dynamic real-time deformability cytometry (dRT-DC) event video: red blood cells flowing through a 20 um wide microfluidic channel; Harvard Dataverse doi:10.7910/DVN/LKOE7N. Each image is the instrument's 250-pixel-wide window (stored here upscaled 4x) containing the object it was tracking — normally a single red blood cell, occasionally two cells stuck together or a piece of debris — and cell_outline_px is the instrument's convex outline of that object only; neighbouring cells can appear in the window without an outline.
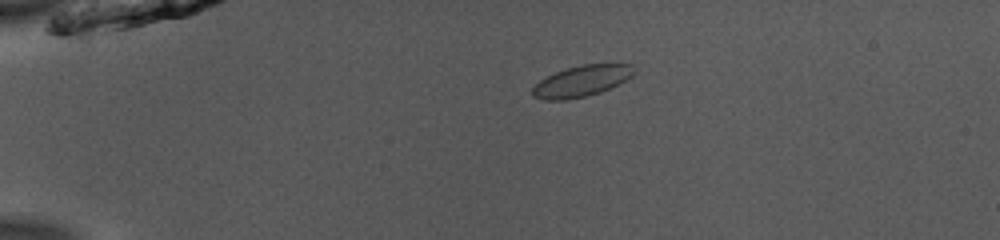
{"species": "common noctule bat (a hibernating species)", "species_latin": "Nyctalus noctula", "temperature_condition": "room temperature", "stored_images_in_passage": 47, "camera_frame_rate_fps": 3000, "um_per_image_px": 0.085, "animal": {"sex": "male", "body_mass_g": 13.0, "forearm_length_mm": 53.1}, "frame": {"image": 1, "passage_image": 7, "time_ms": 2.0, "image_size_px": [1000, 240], "cell_outline_px": [[636, 72], [632, 76], [620, 84], [600, 92], [584, 96], [564, 100], [544, 100], [532, 96], [532, 88], [540, 80], [556, 72], [568, 68], [584, 64], [632, 64]], "centroid_in_image_um": [49.46, 6.89], "position_along_channel_um": 35.5, "area_um2": 18.26}}
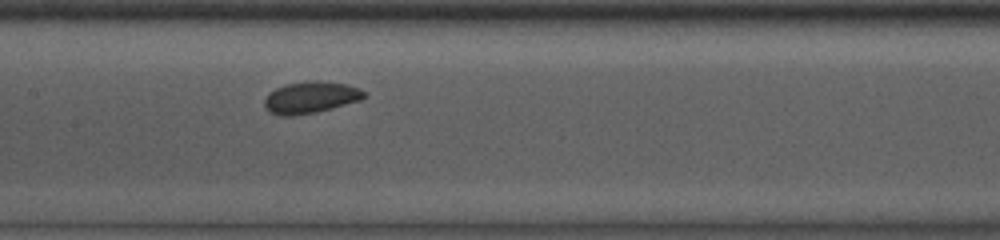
{"frame": {"image": 2, "passage_image": 22, "time_ms": 7.0, "image_size_px": [1000, 240], "cell_outline_px": [[368, 96], [360, 100], [332, 108], [316, 112], [292, 116], [280, 116], [268, 112], [264, 104], [264, 100], [268, 92], [276, 88], [288, 84], [316, 80], [344, 84], [356, 88], [364, 92]], "centroid_in_image_um": [26.36, 8.3], "position_along_channel_um": 181.0, "area_um2": 18.26}}
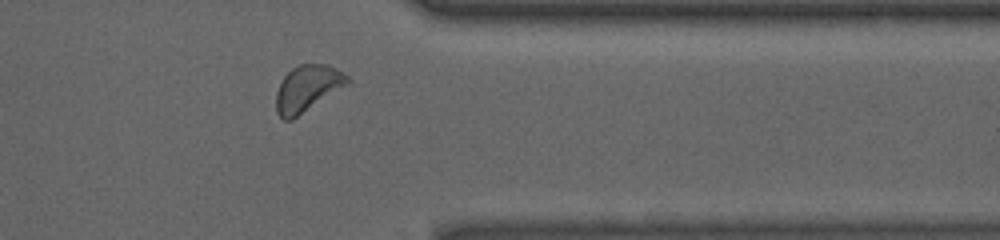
{"frame": {"image": 3, "passage_image": 38, "time_ms": 12.333, "image_size_px": [1000, 240], "cell_outline_px": [[352, 80], [348, 84], [292, 120], [284, 120], [276, 112], [276, 92], [284, 76], [292, 68], [300, 64], [328, 64], [344, 72]], "centroid_in_image_um": [26.14, 7.51], "position_along_channel_um": 385.3, "area_um2": 19.25}, "authors_computed_cell_mechanics": {"area_um2": 18.3804, "velocity_mm_per_s": 3.9086, "shape_relaxation_time_tau1_ms": null, "shape_relaxation_time_tau2_ms": 7.8864, "deformation_change_tau1": null, "deformation_change_tau2": 0.1204}}